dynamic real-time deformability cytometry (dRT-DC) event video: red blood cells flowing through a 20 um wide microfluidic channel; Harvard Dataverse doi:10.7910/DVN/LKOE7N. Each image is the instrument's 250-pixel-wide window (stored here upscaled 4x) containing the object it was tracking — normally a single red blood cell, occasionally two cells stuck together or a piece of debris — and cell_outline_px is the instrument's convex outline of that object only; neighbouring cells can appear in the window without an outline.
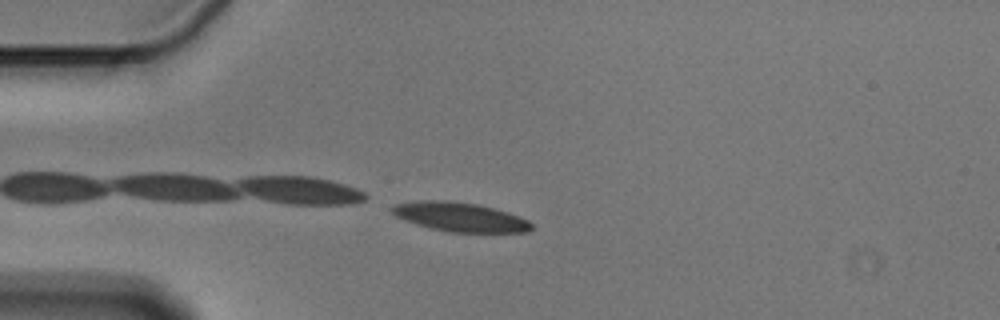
{"species": "Egyptian fruit bat (a non-hibernating species)", "species_latin": "Rousettus aegyptiacus", "temperature_condition": "cold", "stored_images_in_passage": 6, "camera_frame_rate_fps": 3000, "um_per_image_px": 0.085, "animal": {"sex": "male"}, "frame": {"image": 1, "passage_image": 6, "time_ms": 1.667, "image_size_px": [1000, 320], "cell_outline_px": [[532, 228], [528, 232], [448, 232], [416, 224], [404, 220], [396, 216], [388, 208], [392, 204], [416, 200], [448, 200], [476, 204], [508, 212], [528, 220], [532, 224]], "centroid_in_image_um": [39.04, 18.43], "position_along_channel_um": 46.0, "area_um2": 23.76}}